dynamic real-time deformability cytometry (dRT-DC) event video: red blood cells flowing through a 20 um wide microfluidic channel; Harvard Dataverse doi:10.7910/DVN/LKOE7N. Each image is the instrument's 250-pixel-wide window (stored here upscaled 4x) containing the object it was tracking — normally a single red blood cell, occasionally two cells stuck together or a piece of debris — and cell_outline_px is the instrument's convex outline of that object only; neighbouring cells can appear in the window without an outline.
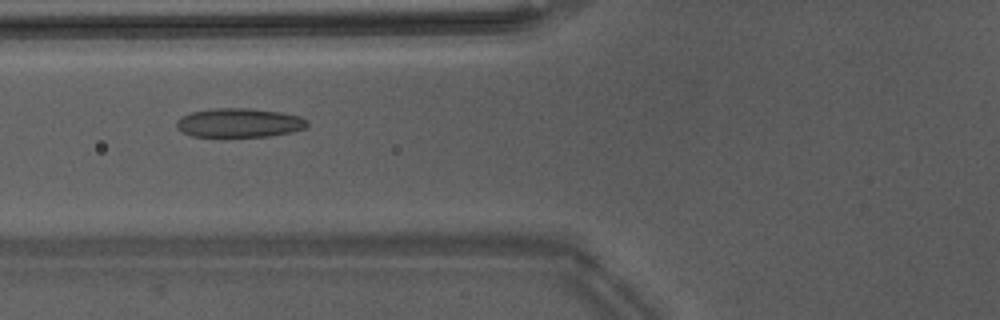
{"species": "Egyptian fruit bat (a non-hibernating species)", "species_latin": "Rousettus aegyptiacus", "temperature_condition": "warm", "stored_images_in_passage": 33, "camera_frame_rate_fps": 3000, "um_per_image_px": 0.085, "animal": {"sex": "male"}, "frame": {"image": 1, "passage_image": 4, "time_ms": 1.0, "image_size_px": [1000, 320], "cell_outline_px": [[308, 124], [304, 128], [292, 132], [268, 136], [192, 136], [176, 128], [176, 120], [180, 116], [192, 112], [212, 108], [248, 108], [280, 112], [300, 116], [308, 120]], "centroid_in_image_um": [20.32, 10.43], "position_along_channel_um": 105.5, "area_um2": 22.08}}
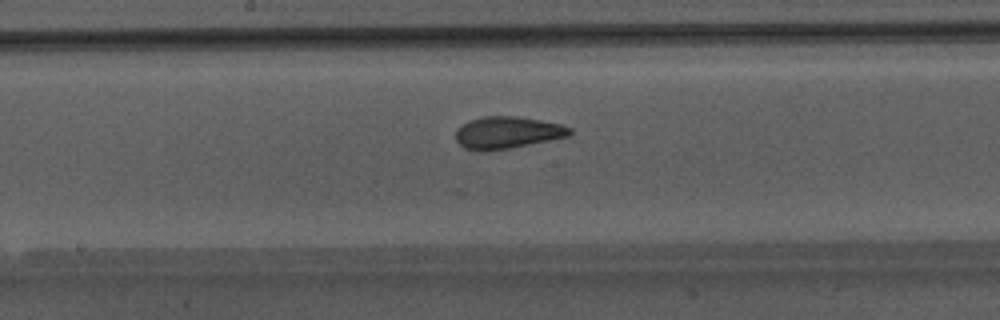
{"frame": {"image": 2, "passage_image": 11, "time_ms": 3.333, "image_size_px": [1000, 320], "cell_outline_px": [[572, 132], [568, 136], [512, 148], [464, 148], [456, 140], [456, 128], [468, 120], [484, 116], [516, 116], [540, 120], [560, 124], [572, 128]], "centroid_in_image_um": [43.14, 11.23], "position_along_channel_um": 205.1, "area_um2": 20.75}}
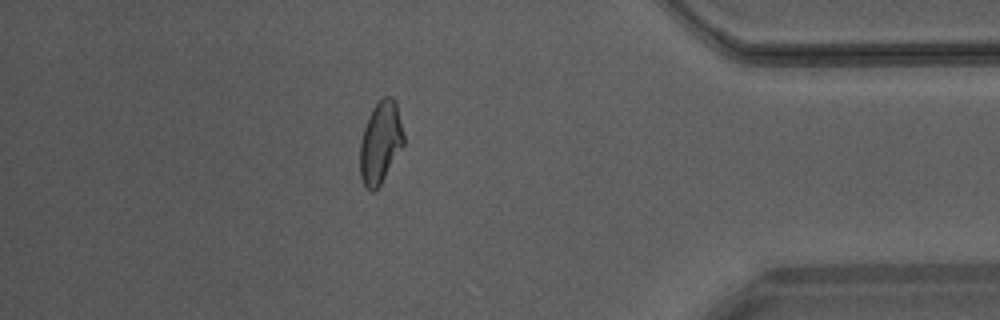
{"frame": {"image": 3, "passage_image": 27, "time_ms": 8.667, "image_size_px": [1000, 320], "cell_outline_px": [[404, 144], [380, 184], [372, 192], [364, 188], [360, 176], [360, 144], [364, 128], [368, 116], [372, 108], [384, 96], [392, 96], [396, 100], [404, 132]], "centroid_in_image_um": [32.34, 12.09], "position_along_channel_um": 402.9, "area_um2": 20.92}, "authors_computed_cell_mechanics": {"area_um2": 20.808, "velocity_mm_per_s": 4.2575, "shape_relaxation_time_tau1_ms": 7.8904, "shape_relaxation_time_tau2_ms": 1.435, "deformation_change_tau1": 0.2158, "deformation_change_tau2": 0.0802}}